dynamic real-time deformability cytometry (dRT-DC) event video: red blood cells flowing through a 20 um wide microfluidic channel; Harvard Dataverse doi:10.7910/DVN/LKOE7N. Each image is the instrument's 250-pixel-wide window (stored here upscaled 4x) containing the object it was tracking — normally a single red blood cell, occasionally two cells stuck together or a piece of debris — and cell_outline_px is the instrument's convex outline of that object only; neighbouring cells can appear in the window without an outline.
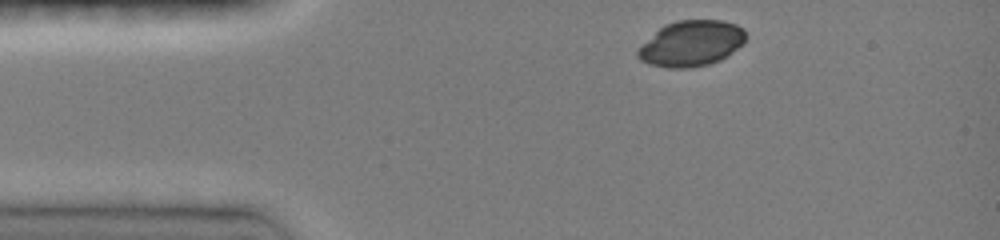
{"species": "common noctule bat (a hibernating species)", "species_latin": "Nyctalus noctula", "temperature_condition": "room temperature", "stored_images_in_passage": 8, "camera_frame_rate_fps": 3000, "um_per_image_px": 0.085, "animal": {"sex": "female", "body_mass_g": 19.0, "forearm_length_mm": 51.5}, "frame": {"image": 1, "passage_image": 1, "time_ms": 0.0, "image_size_px": [1000, 240], "cell_outline_px": [[748, 36], [744, 44], [728, 56], [720, 60], [708, 64], [692, 68], [668, 68], [648, 64], [640, 60], [636, 56], [636, 52], [664, 24], [676, 20], [720, 20], [736, 24], [744, 28]], "centroid_in_image_um": [58.82, 3.7], "position_along_channel_um": 26.2, "area_um2": 28.96}}